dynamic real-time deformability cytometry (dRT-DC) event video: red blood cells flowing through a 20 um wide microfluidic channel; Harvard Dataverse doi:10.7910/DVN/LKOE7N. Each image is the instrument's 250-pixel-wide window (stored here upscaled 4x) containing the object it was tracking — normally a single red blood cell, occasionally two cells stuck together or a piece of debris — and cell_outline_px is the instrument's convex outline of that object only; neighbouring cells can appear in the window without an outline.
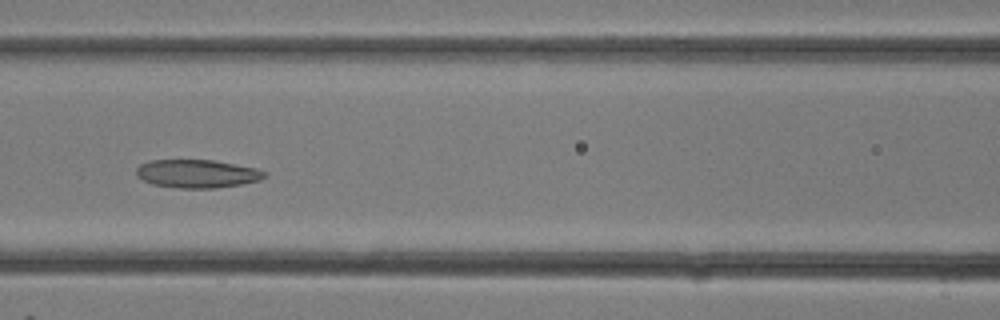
{"species": "common noctule bat (a hibernating species)", "species_latin": "Nyctalus noctula", "temperature_condition": "room temperature", "stored_images_in_passage": 9, "camera_frame_rate_fps": 3000, "um_per_image_px": 0.085, "animal": {"sex": "female"}, "frame": {"image": 1, "passage_image": 6, "time_ms": 1.667, "image_size_px": [1000, 320], "cell_outline_px": [[268, 176], [260, 180], [240, 184], [216, 188], [180, 188], [152, 184], [136, 176], [136, 168], [140, 164], [152, 160], [216, 160], [256, 168], [268, 172]], "centroid_in_image_um": [16.79, 14.76], "position_along_channel_um": 149.8, "area_um2": 21.21}}
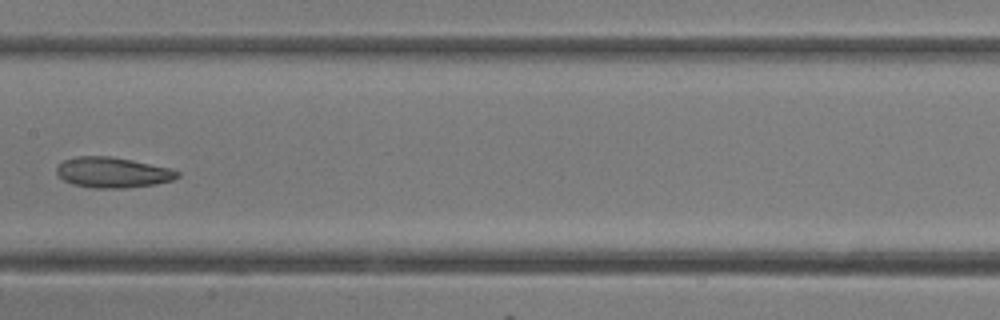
{"frame": {"image": 2, "passage_image": 8, "time_ms": 2.333, "image_size_px": [1000, 320], "cell_outline_px": [[180, 176], [172, 180], [156, 184], [124, 188], [96, 188], [72, 184], [64, 180], [56, 172], [56, 168], [64, 160], [80, 156], [112, 156], [132, 160], [168, 168], [180, 172]], "centroid_in_image_um": [9.58, 14.66], "position_along_channel_um": 197.8, "area_um2": 21.27}}